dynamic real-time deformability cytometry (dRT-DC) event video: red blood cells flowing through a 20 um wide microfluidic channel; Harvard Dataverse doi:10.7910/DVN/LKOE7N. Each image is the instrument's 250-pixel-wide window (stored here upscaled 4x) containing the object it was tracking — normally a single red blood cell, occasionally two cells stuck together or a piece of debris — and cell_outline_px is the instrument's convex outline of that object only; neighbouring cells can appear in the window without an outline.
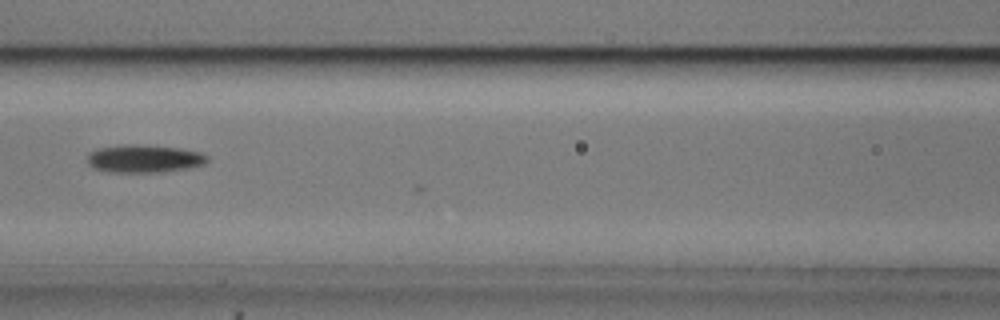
{"species": "common noctule bat (a hibernating species)", "species_latin": "Nyctalus noctula", "temperature_condition": "cold", "stored_images_in_passage": 7, "camera_frame_rate_fps": 3000, "um_per_image_px": 0.085, "animal": {"sex": "male", "body_mass_g": 20.5, "forearm_length_mm": 52.5}, "frame": {"image": 1, "passage_image": 6, "time_ms": 1.667, "image_size_px": [1000, 320], "cell_outline_px": [[208, 160], [204, 164], [188, 168], [160, 172], [108, 172], [92, 168], [88, 164], [88, 156], [92, 152], [100, 148], [124, 144], [132, 144], [180, 148], [200, 152], [208, 156]], "centroid_in_image_um": [12.26, 13.49], "position_along_channel_um": 154.3, "area_um2": 19.36}}